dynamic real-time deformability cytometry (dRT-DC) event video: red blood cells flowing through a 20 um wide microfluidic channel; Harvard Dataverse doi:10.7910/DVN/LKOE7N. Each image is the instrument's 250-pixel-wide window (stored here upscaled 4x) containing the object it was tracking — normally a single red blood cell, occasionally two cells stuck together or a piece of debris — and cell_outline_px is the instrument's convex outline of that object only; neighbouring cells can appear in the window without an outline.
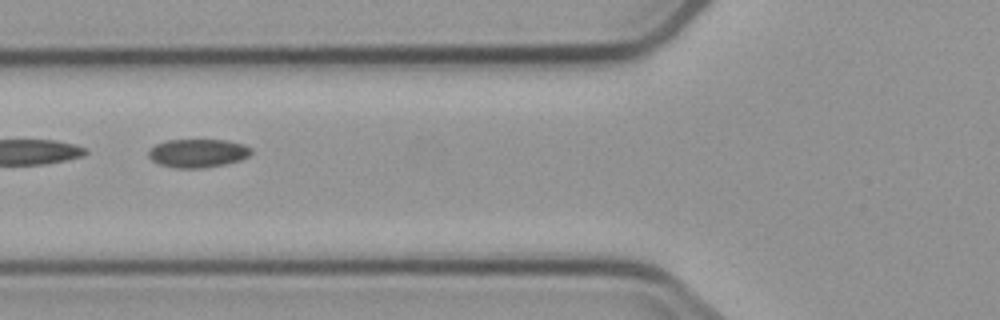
{"species": "common noctule bat (a hibernating species)", "species_latin": "Nyctalus noctula", "temperature_condition": "cold", "stored_images_in_passage": 3, "camera_frame_rate_fps": 3000, "um_per_image_px": 0.085, "animal": {"sex": "male", "body_mass_g": 23.1, "forearm_length_mm": 52.7}, "frame": {"image": 1, "passage_image": 2, "time_ms": 1.333, "image_size_px": [1000, 320], "cell_outline_px": [[252, 152], [248, 156], [240, 160], [224, 164], [204, 168], [176, 168], [160, 164], [152, 160], [148, 156], [148, 152], [156, 144], [168, 140], [224, 140], [244, 144], [252, 148]], "centroid_in_image_um": [16.83, 13.02], "position_along_channel_um": 109.0, "area_um2": 16.94}}
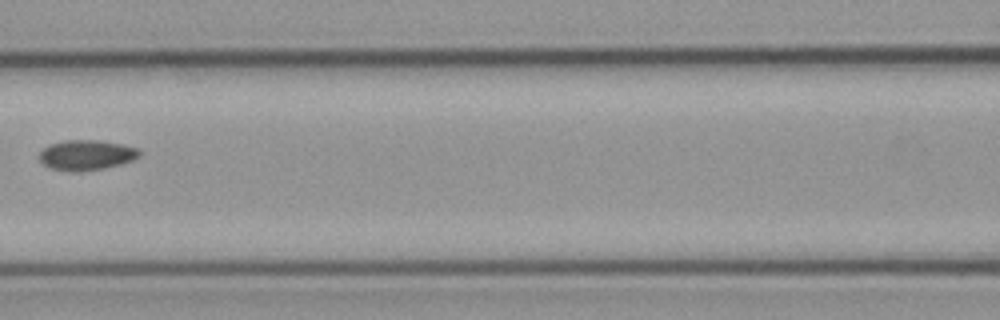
{"frame": {"image": 2, "passage_image": 3, "time_ms": 2.667, "image_size_px": [1000, 320], "cell_outline_px": [[140, 156], [132, 160], [120, 164], [104, 168], [80, 172], [68, 172], [48, 168], [40, 160], [40, 152], [48, 144], [64, 140], [100, 140], [124, 144], [140, 148]], "centroid_in_image_um": [7.35, 13.18], "position_along_channel_um": 159.3, "area_um2": 17.92}}